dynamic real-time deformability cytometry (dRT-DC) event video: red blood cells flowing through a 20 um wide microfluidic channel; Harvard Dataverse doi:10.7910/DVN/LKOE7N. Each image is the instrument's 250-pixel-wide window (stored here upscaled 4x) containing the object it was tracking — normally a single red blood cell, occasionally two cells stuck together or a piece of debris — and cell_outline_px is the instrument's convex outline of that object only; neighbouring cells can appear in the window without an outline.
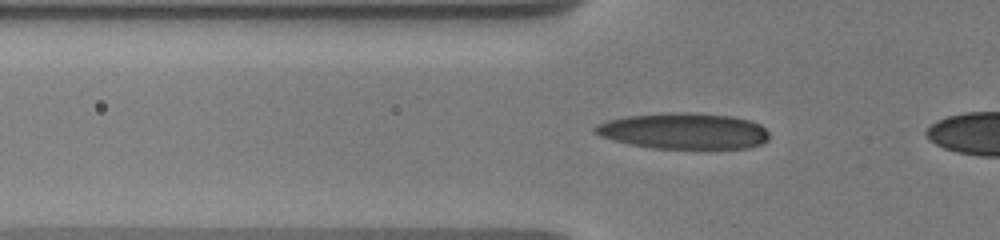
{"species": "human", "species_latin": "Homo sapiens", "temperature_condition": "warm", "stored_images_in_passage": 23, "camera_frame_rate_fps": 3000, "um_per_image_px": 0.085, "donor": {"sex": "male"}, "frame": {"image": 1, "passage_image": 20, "time_ms": 4.667, "image_size_px": [1000, 240], "cell_outline_px": [[768, 140], [760, 144], [748, 148], [652, 148], [632, 144], [600, 136], [592, 132], [592, 128], [596, 124], [608, 120], [628, 116], [672, 112], [688, 112], [732, 116], [752, 120], [760, 124], [768, 132]], "centroid_in_image_um": [58.13, 11.12], "position_along_channel_um": 67.7, "area_um2": 36.53}}